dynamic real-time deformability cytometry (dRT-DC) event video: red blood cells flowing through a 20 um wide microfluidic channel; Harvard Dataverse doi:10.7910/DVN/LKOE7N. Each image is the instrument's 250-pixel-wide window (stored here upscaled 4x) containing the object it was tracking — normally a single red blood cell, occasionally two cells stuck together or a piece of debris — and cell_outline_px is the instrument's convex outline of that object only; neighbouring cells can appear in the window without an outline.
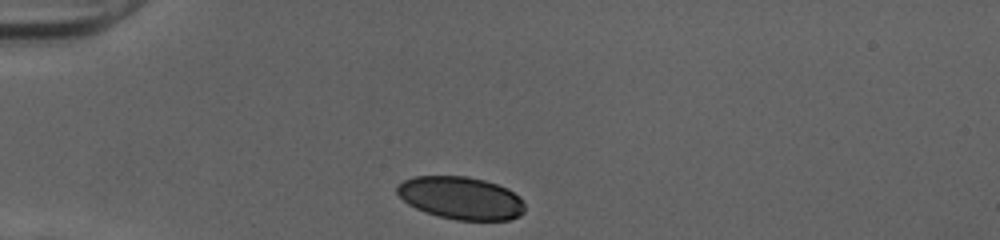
{"species": "human", "species_latin": "Homo sapiens", "temperature_condition": "cold", "stored_images_in_passage": 30, "camera_frame_rate_fps": 3000, "um_per_image_px": 0.085, "donor": {"sex": "female"}, "frame": {"image": 1, "passage_image": 1, "time_ms": 0.0, "image_size_px": [1000, 240], "cell_outline_px": [[524, 212], [520, 216], [508, 220], [456, 220], [436, 216], [424, 212], [408, 204], [396, 192], [396, 184], [412, 176], [468, 176], [484, 180], [508, 188], [520, 196], [524, 204]], "centroid_in_image_um": [39.17, 16.83], "position_along_channel_um": 45.8, "area_um2": 32.08}}
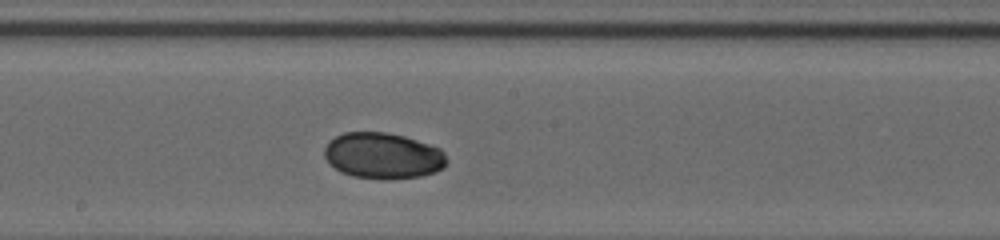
{"frame": {"image": 2, "passage_image": 16, "time_ms": 5.0, "image_size_px": [1000, 240], "cell_outline_px": [[444, 168], [436, 172], [420, 176], [384, 180], [352, 176], [340, 172], [324, 156], [324, 148], [336, 136], [344, 132], [384, 132], [404, 136], [440, 148], [444, 152]], "centroid_in_image_um": [32.54, 13.24], "position_along_channel_um": 215.7, "area_um2": 32.6}}
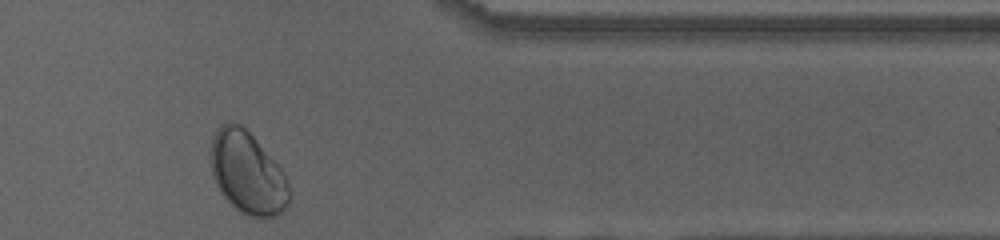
{"frame": {"image": 3, "passage_image": 30, "time_ms": 9.667, "image_size_px": [1000, 240], "cell_outline_px": [[288, 204], [280, 212], [272, 216], [248, 216], [240, 212], [220, 192], [212, 176], [212, 140], [216, 128], [220, 124], [240, 124], [256, 140], [280, 168], [288, 184]], "centroid_in_image_um": [21.01, 14.7], "position_along_channel_um": 390.4, "area_um2": 36.47}, "authors_computed_cell_mechanics": {"area_um2": 32.8015, "velocity_mm_per_s": 4.0143, "shape_relaxation_time_tau1_ms": 3.4565, "shape_relaxation_time_tau2_ms": 2.3986, "deformation_change_tau1": 0.0776, "deformation_change_tau2": 0.0208}}